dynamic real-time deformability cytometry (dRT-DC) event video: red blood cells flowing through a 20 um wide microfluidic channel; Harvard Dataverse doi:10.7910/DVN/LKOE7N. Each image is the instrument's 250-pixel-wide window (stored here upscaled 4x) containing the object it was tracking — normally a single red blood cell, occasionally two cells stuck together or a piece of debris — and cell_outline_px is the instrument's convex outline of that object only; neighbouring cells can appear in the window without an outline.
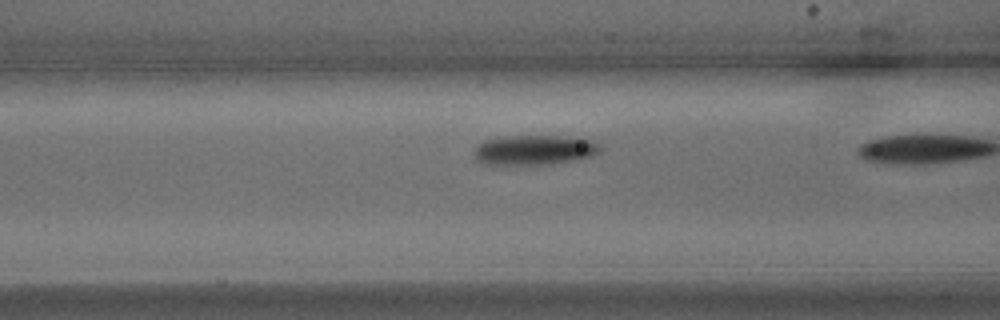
{"species": "common noctule bat (a hibernating species)", "species_latin": "Nyctalus noctula", "temperature_condition": "warm", "stored_images_in_passage": 8, "camera_frame_rate_fps": 3000, "um_per_image_px": 0.085, "animal": {"sex": "male", "body_mass_g": 15.6}, "frame": {"image": 1, "passage_image": 7, "time_ms": 2.0, "image_size_px": [1000, 320], "cell_outline_px": [[600, 152], [592, 156], [576, 160], [548, 164], [500, 168], [480, 164], [476, 160], [472, 152], [484, 140], [508, 136], [568, 136], [592, 140], [600, 144]], "centroid_in_image_um": [45.34, 12.8], "position_along_channel_um": 121.3, "area_um2": 23.0}}